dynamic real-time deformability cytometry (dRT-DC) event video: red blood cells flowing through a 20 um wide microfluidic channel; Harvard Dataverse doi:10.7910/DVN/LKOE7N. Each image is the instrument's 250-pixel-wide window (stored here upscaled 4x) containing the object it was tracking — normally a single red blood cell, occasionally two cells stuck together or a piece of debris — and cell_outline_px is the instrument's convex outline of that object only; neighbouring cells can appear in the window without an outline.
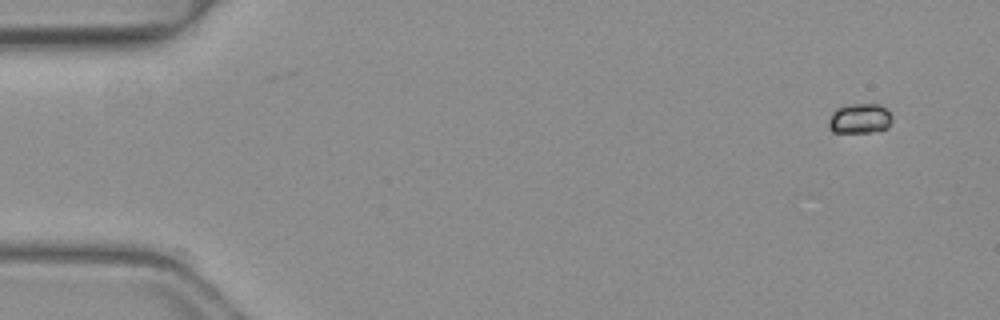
{"species": "common noctule bat (a hibernating species)", "species_latin": "Nyctalus noctula", "temperature_condition": "warm", "stored_images_in_passage": 18, "camera_frame_rate_fps": 3000, "um_per_image_px": 0.085, "animal": {"sex": "female", "body_mass_g": 19.3, "forearm_length_mm": 54.1}, "frame": {"image": 1, "passage_image": 1, "time_ms": 0.0, "image_size_px": [1000, 320], "cell_outline_px": [[892, 120], [888, 128], [868, 132], [832, 132], [828, 128], [828, 120], [832, 112], [836, 108], [856, 104], [876, 104], [884, 108], [892, 116]], "centroid_in_image_um": [73.05, 10.09], "position_along_channel_um": 12.0, "area_um2": 10.98}}
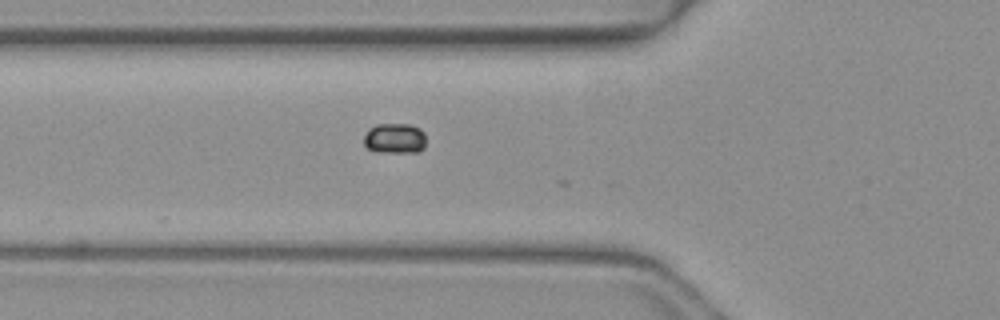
{"frame": {"image": 2, "passage_image": 16, "time_ms": 5.0, "image_size_px": [1000, 320], "cell_outline_px": [[424, 148], [416, 152], [384, 152], [368, 148], [364, 144], [364, 136], [368, 128], [376, 124], [412, 124], [420, 128], [424, 132]], "centroid_in_image_um": [33.55, 11.74], "position_along_channel_um": 92.2, "area_um2": 10.98}}